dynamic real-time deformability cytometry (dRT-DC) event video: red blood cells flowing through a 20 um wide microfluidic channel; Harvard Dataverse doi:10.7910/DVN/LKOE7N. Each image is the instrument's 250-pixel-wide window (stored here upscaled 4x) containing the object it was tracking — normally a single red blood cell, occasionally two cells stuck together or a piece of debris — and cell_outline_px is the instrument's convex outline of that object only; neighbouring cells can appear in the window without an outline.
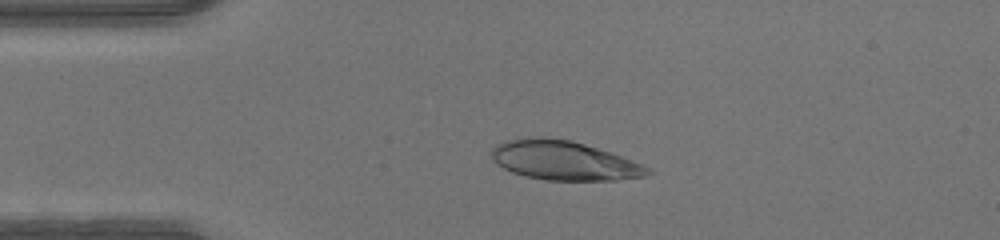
{"species": "human", "species_latin": "Homo sapiens", "temperature_condition": "warm", "stored_images_in_passage": 46, "camera_frame_rate_fps": 3000, "um_per_image_px": 0.085, "donor": {"sex": "male"}, "frame": {"image": 1, "passage_image": 9, "time_ms": 2.667, "image_size_px": [1000, 240], "cell_outline_px": [[652, 172], [648, 176], [616, 180], [544, 180], [524, 176], [512, 172], [504, 168], [492, 160], [492, 148], [496, 144], [504, 140], [524, 136], [544, 136], [572, 140], [632, 160], [652, 168]], "centroid_in_image_um": [47.9, 13.63], "position_along_channel_um": 37.1, "area_um2": 36.01}}
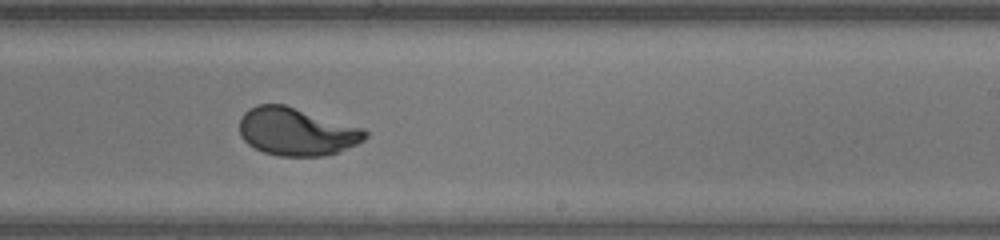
{"frame": {"image": 2, "passage_image": 27, "time_ms": 8.667, "image_size_px": [1000, 240], "cell_outline_px": [[368, 136], [364, 140], [356, 144], [336, 152], [324, 156], [280, 156], [264, 152], [248, 144], [240, 136], [240, 116], [248, 108], [256, 104], [284, 104], [364, 128], [368, 132]], "centroid_in_image_um": [25.19, 11.18], "position_along_channel_um": 263.8, "area_um2": 35.08}}
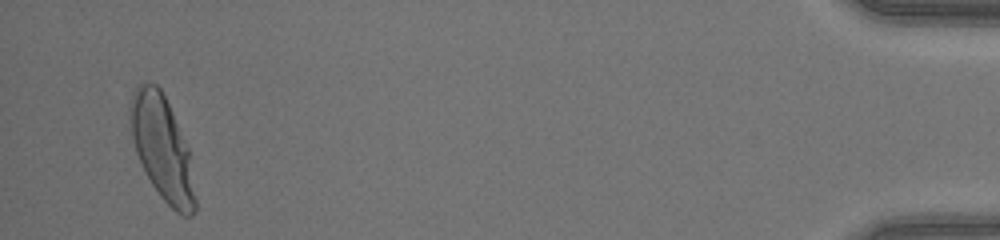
{"frame": {"image": 3, "passage_image": 44, "time_ms": 14.333, "image_size_px": [1000, 240], "cell_outline_px": [[196, 208], [192, 216], [184, 216], [176, 212], [160, 196], [152, 184], [136, 152], [132, 136], [128, 112], [128, 104], [132, 92], [144, 80], [156, 84], [160, 88], [168, 104], [188, 148], [196, 200]], "centroid_in_image_um": [13.76, 12.56], "position_along_channel_um": 421.4, "area_um2": 39.02}}